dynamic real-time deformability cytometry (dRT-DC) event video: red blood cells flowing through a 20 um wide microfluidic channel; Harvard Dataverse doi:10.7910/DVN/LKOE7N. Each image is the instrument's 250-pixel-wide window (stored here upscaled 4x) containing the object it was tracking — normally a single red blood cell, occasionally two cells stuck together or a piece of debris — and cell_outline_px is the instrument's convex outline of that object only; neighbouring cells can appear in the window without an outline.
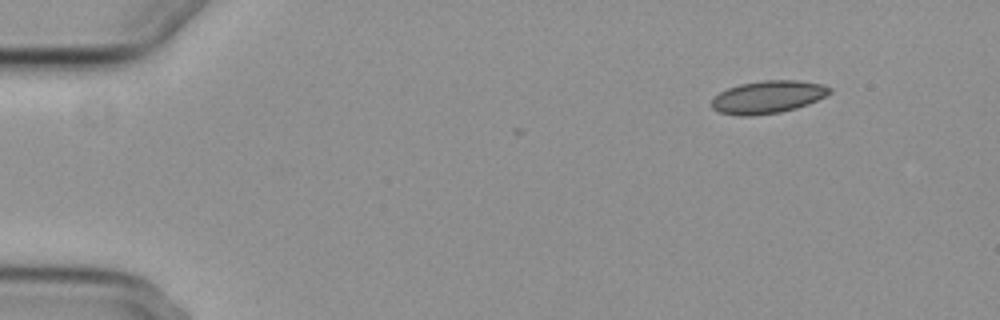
{"species": "common noctule bat (a hibernating species)", "species_latin": "Nyctalus noctula", "temperature_condition": "cold", "stored_images_in_passage": 6, "camera_frame_rate_fps": 3000, "um_per_image_px": 0.085, "animal": {"sex": "female", "body_mass_g": 29.2, "forearm_length_mm": 56.3}, "frame": {"image": 1, "passage_image": 1, "time_ms": 0.0, "image_size_px": [1000, 320], "cell_outline_px": [[832, 92], [808, 104], [796, 108], [780, 112], [752, 116], [740, 116], [720, 112], [712, 108], [712, 100], [720, 92], [728, 88], [740, 84], [764, 80], [796, 80], [824, 84], [832, 88]], "centroid_in_image_um": [65.29, 8.24], "position_along_channel_um": 19.7, "area_um2": 22.37}}